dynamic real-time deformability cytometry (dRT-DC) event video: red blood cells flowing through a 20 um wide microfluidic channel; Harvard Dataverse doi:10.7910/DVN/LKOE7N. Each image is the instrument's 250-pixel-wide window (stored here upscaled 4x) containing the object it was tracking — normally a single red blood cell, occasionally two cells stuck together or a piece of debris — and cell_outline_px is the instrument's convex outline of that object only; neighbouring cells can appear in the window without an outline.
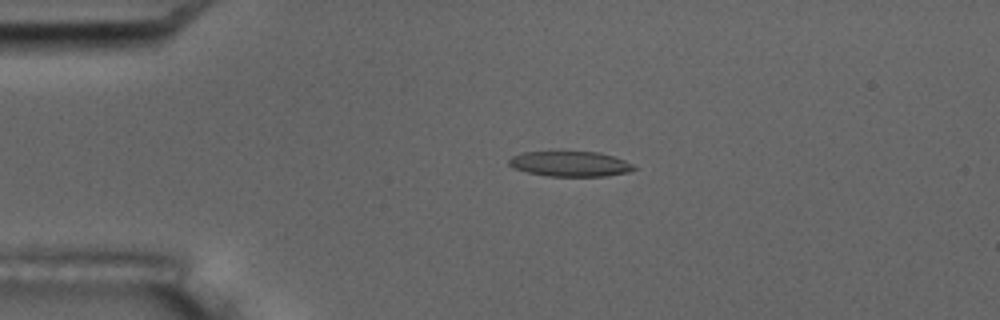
{"species": "common noctule bat (a hibernating species)", "species_latin": "Nyctalus noctula", "temperature_condition": "room temperature", "stored_images_in_passage": 5, "camera_frame_rate_fps": 3000, "um_per_image_px": 0.085, "animal": {"sex": "male", "body_mass_g": 17.5, "forearm_length_mm": 52.3}, "frame": {"image": 1, "passage_image": 2, "time_ms": 1.0, "image_size_px": [1000, 320], "cell_outline_px": [[636, 168], [628, 172], [608, 176], [548, 176], [528, 172], [512, 168], [508, 164], [508, 160], [512, 156], [524, 152], [600, 152], [624, 160], [632, 164]], "centroid_in_image_um": [48.45, 13.93], "position_along_channel_um": 36.6, "area_um2": 18.26}}
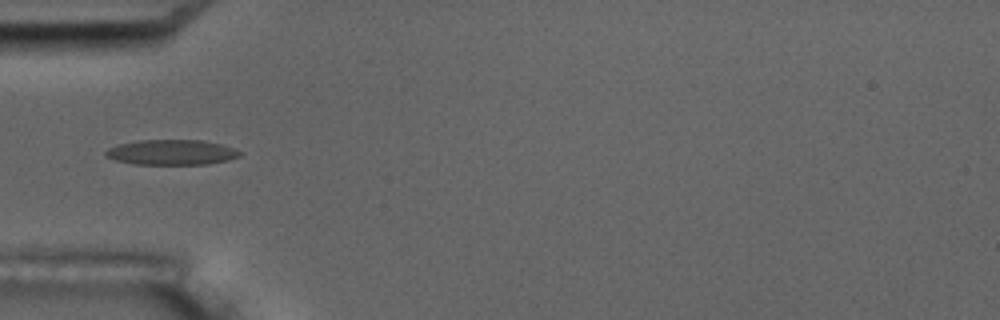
{"frame": {"image": 2, "passage_image": 3, "time_ms": 3.0, "image_size_px": [1000, 320], "cell_outline_px": [[244, 152], [240, 156], [228, 160], [208, 164], [136, 164], [116, 160], [104, 156], [104, 152], [108, 148], [120, 144], [136, 140], [200, 140], [220, 144]], "centroid_in_image_um": [14.58, 12.94], "position_along_channel_um": 70.4, "area_um2": 19.65}}